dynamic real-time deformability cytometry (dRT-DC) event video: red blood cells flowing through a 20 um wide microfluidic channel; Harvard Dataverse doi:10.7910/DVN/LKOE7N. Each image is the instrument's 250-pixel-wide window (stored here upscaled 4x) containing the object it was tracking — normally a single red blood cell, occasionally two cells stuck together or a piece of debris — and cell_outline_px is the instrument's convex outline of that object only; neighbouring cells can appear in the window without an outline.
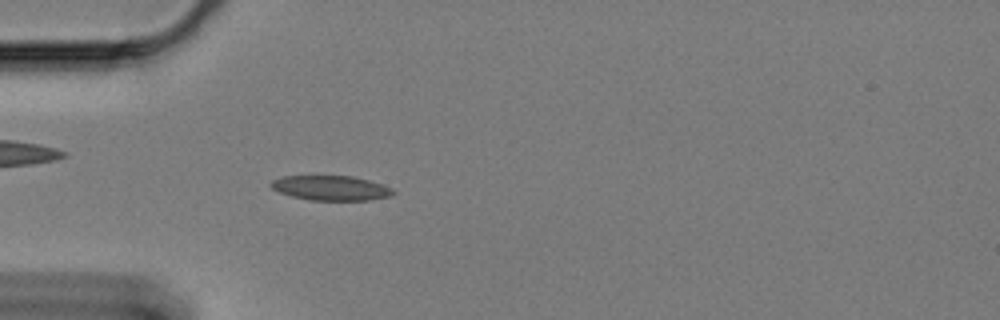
{"species": "Egyptian fruit bat (a non-hibernating species)", "species_latin": "Rousettus aegyptiacus", "temperature_condition": "cold", "stored_images_in_passage": 59, "camera_frame_rate_fps": 3000, "um_per_image_px": 0.085, "animal": {"sex": "female"}, "frame": {"image": 1, "passage_image": 17, "time_ms": 5.333, "image_size_px": [1000, 320], "cell_outline_px": [[396, 192], [388, 196], [368, 200], [308, 200], [292, 196], [280, 192], [272, 188], [268, 184], [272, 180], [284, 176], [352, 176], [368, 180], [392, 188]], "centroid_in_image_um": [28.09, 15.98], "position_along_channel_um": 56.9, "area_um2": 17.46}}
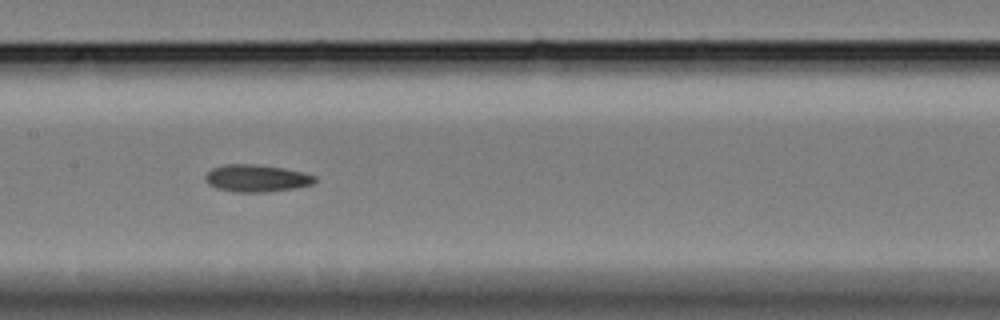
{"frame": {"image": 2, "passage_image": 29, "time_ms": 9.333, "image_size_px": [1000, 320], "cell_outline_px": [[316, 180], [312, 184], [296, 188], [264, 192], [236, 192], [216, 188], [208, 184], [204, 180], [204, 176], [212, 168], [224, 164], [256, 164], [284, 168], [304, 172], [316, 176]], "centroid_in_image_um": [21.79, 15.14], "position_along_channel_um": 185.6, "area_um2": 17.51}}
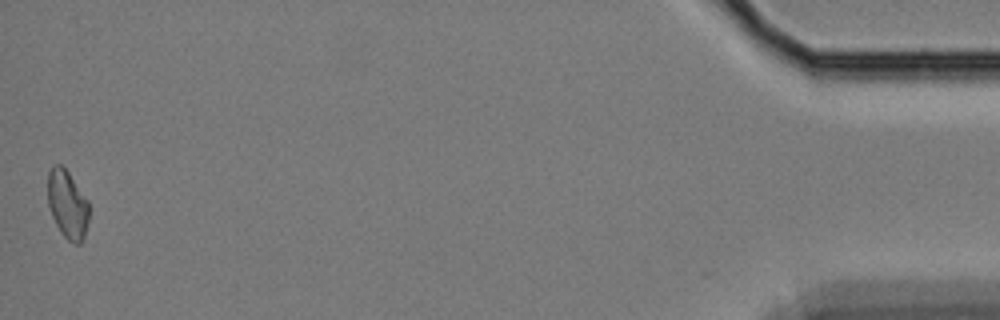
{"frame": {"image": 3, "passage_image": 59, "time_ms": 19.333, "image_size_px": [1000, 320], "cell_outline_px": [[88, 220], [84, 240], [80, 244], [76, 244], [68, 240], [60, 232], [52, 216], [48, 204], [48, 172], [52, 164], [60, 164], [68, 172], [88, 200]], "centroid_in_image_um": [5.73, 17.38], "position_along_channel_um": 429.5, "area_um2": 16.42}, "authors_computed_cell_mechanics": {"area_um2": 16.9354, "velocity_mm_per_s": 3.3283, "shape_relaxation_time_tau1_ms": null, "shape_relaxation_time_tau2_ms": 7.7755, "deformation_change_tau1": null, "deformation_change_tau2": 0.1409}}